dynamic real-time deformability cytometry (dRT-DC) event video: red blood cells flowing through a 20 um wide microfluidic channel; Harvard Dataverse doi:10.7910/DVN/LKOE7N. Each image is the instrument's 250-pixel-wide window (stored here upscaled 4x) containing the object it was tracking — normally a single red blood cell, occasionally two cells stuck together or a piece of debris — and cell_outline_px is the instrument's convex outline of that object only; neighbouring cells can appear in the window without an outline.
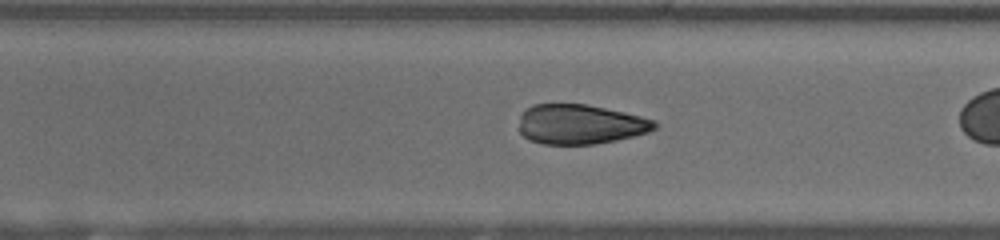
{"species": "human", "species_latin": "Homo sapiens", "temperature_condition": "room temperature", "stored_images_in_passage": 51, "camera_frame_rate_fps": 3000, "um_per_image_px": 0.085, "donor": {"sex": "female"}, "frame": {"image": 1, "passage_image": 37, "time_ms": 12.0, "image_size_px": [1000, 240], "cell_outline_px": [[656, 128], [648, 132], [616, 140], [592, 144], [544, 144], [528, 140], [520, 132], [520, 116], [524, 108], [532, 104], [584, 104], [624, 112], [656, 120]], "centroid_in_image_um": [49.29, 10.56], "position_along_channel_um": 321.3, "area_um2": 31.33}, "authors_computed_cell_mechanics": {"area_um2": 32.1946, "velocity_mm_per_s": 4.1833, "shape_relaxation_time_tau1_ms": 4.646, "shape_relaxation_time_tau2_ms": null, "deformation_change_tau1": 0.0855, "deformation_change_tau2": null}}